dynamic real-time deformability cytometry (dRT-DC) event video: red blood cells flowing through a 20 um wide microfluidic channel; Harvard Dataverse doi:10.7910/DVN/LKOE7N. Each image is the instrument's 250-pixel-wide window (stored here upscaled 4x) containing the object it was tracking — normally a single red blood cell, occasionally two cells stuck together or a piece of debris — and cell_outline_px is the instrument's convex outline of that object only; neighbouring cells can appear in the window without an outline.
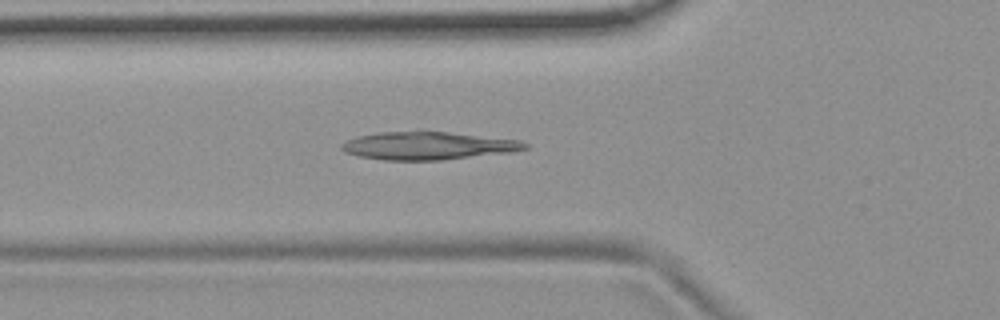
{"species": "common noctule bat (a hibernating species)", "species_latin": "Nyctalus noctula", "temperature_condition": "room temperature", "stored_images_in_passage": 54, "camera_frame_rate_fps": 3000, "um_per_image_px": 0.085, "animal": {"sex": "female", "body_mass_g": 19.9}, "frame": {"image": 1, "passage_image": 19, "time_ms": 6.0, "image_size_px": [1000, 320], "cell_outline_px": [[528, 148], [512, 152], [440, 160], [384, 160], [360, 156], [344, 152], [340, 148], [340, 144], [356, 136], [380, 132], [416, 128], [520, 140], [528, 144]], "centroid_in_image_um": [36.34, 12.35], "position_along_channel_um": 89.5, "area_um2": 30.63}}
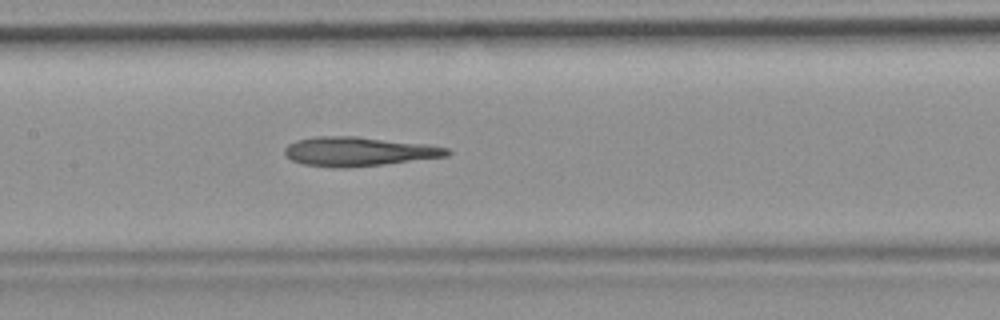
{"frame": {"image": 2, "passage_image": 26, "time_ms": 8.333, "image_size_px": [1000, 320], "cell_outline_px": [[452, 152], [448, 156], [384, 164], [344, 168], [336, 168], [304, 164], [292, 160], [284, 152], [284, 148], [288, 144], [296, 140], [320, 136], [356, 136], [428, 144], [448, 148]], "centroid_in_image_um": [30.5, 12.87], "position_along_channel_um": 176.9, "area_um2": 27.57}}
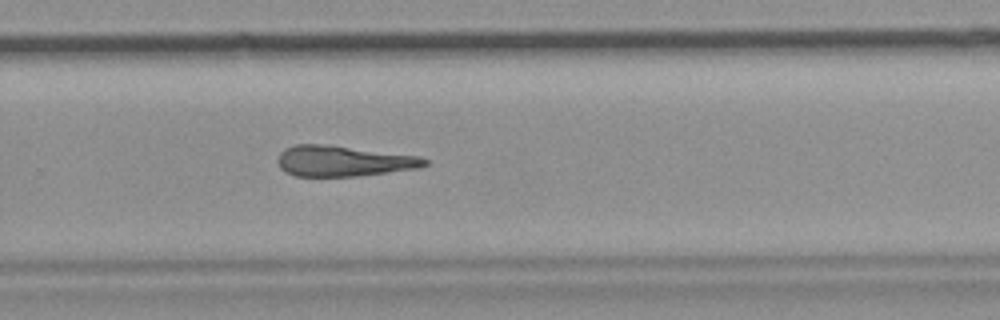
{"frame": {"image": 3, "passage_image": 36, "time_ms": 11.667, "image_size_px": [1000, 320], "cell_outline_px": [[428, 164], [420, 168], [356, 176], [296, 176], [280, 168], [276, 160], [280, 152], [284, 148], [296, 144], [316, 144], [420, 156], [428, 160]], "centroid_in_image_um": [29.16, 13.7], "position_along_channel_um": 300.6, "area_um2": 25.89}}